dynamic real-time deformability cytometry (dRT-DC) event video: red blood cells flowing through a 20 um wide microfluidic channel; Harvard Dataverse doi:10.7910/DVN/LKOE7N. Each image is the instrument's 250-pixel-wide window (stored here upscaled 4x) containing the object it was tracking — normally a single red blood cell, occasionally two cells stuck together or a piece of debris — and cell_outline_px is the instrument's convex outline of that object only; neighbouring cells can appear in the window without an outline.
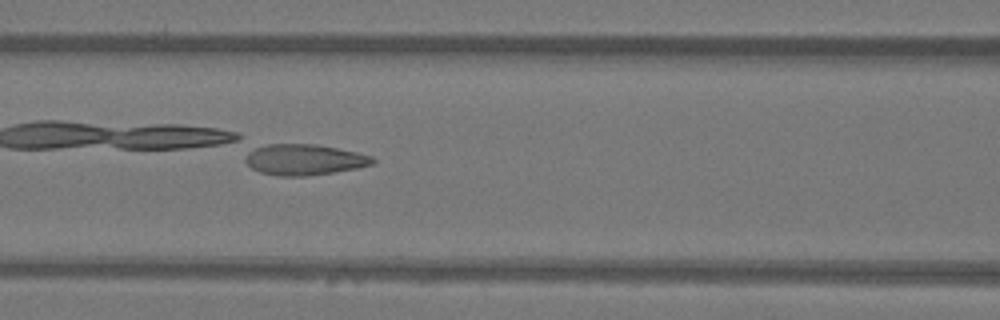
{"species": "Egyptian fruit bat (a non-hibernating species)", "species_latin": "Rousettus aegyptiacus", "temperature_condition": "warm", "stored_images_in_passage": 22, "camera_frame_rate_fps": 3000, "um_per_image_px": 0.085, "animal": {"sex": "female"}, "frame": {"image": 1, "passage_image": 22, "time_ms": 7.0, "image_size_px": [1000, 320], "cell_outline_px": [[376, 160], [372, 164], [356, 168], [308, 176], [280, 176], [260, 172], [252, 168], [244, 160], [248, 148], [268, 144], [316, 144], [356, 152], [372, 156]], "centroid_in_image_um": [25.8, 13.56], "position_along_channel_um": 140.8, "area_um2": 22.95}}